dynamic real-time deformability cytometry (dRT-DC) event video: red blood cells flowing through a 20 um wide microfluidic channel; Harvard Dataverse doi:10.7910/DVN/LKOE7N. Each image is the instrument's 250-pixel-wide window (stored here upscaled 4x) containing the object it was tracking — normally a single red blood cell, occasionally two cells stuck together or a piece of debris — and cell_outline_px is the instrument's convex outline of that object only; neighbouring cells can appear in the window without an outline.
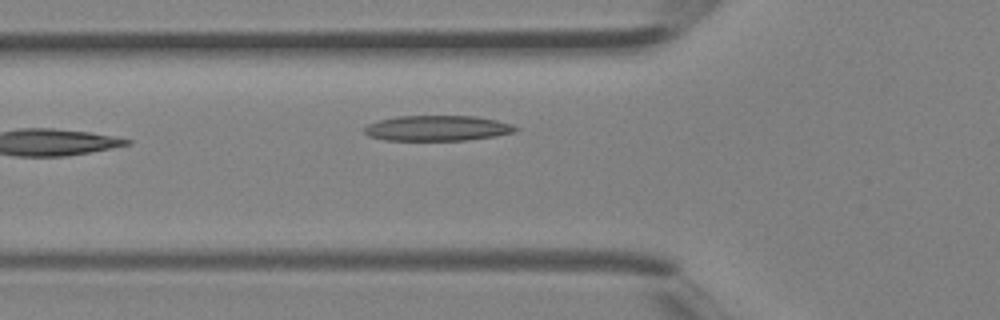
{"species": "Egyptian fruit bat (a non-hibernating species)", "species_latin": "Rousettus aegyptiacus", "temperature_condition": "room temperature", "stored_images_in_passage": 5, "camera_frame_rate_fps": 3000, "um_per_image_px": 0.085, "animal": {"sex": "female"}, "frame": {"image": 1, "passage_image": 5, "time_ms": 1.333, "image_size_px": [1000, 320], "cell_outline_px": [[520, 128], [516, 132], [496, 136], [464, 140], [384, 140], [368, 136], [364, 132], [364, 128], [368, 124], [380, 120], [396, 116], [476, 116], [496, 120], [512, 124]], "centroid_in_image_um": [37.2, 10.89], "position_along_channel_um": 88.6, "area_um2": 22.43}}